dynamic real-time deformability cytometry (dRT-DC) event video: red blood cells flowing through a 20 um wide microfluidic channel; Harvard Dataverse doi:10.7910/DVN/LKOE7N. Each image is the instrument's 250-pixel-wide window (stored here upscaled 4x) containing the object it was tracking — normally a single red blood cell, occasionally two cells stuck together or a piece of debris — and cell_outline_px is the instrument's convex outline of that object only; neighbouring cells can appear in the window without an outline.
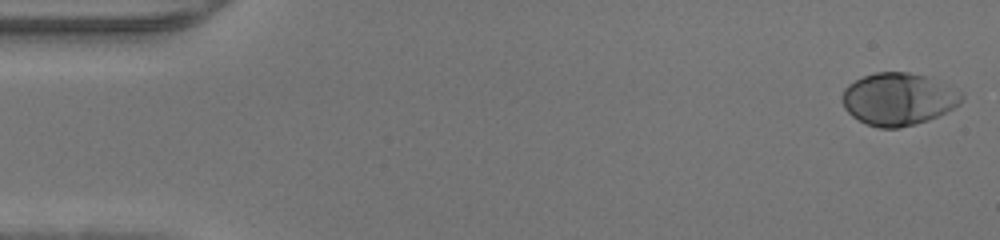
{"species": "human", "species_latin": "Homo sapiens", "temperature_condition": "warm", "stored_images_in_passage": 46, "camera_frame_rate_fps": 3000, "um_per_image_px": 0.085, "donor": {"sex": "male"}, "frame": {"image": 1, "passage_image": 1, "time_ms": 0.0, "image_size_px": [1000, 240], "cell_outline_px": [[964, 100], [960, 104], [928, 120], [900, 128], [880, 128], [868, 124], [852, 116], [844, 108], [840, 100], [844, 88], [848, 84], [864, 76], [876, 72], [908, 72], [924, 76], [964, 92]], "centroid_in_image_um": [76.34, 8.42], "position_along_channel_um": 8.7, "area_um2": 36.36}}
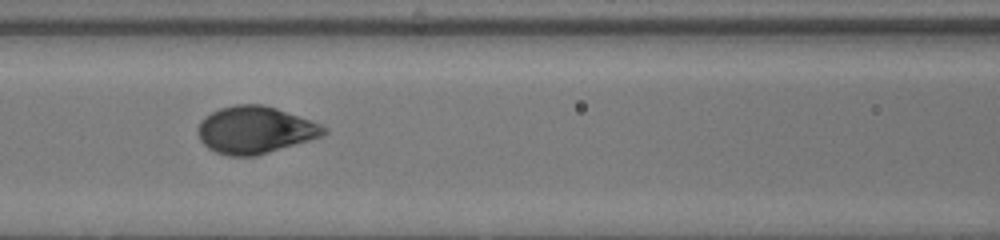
{"frame": {"image": 2, "passage_image": 20, "time_ms": 6.333, "image_size_px": [1000, 240], "cell_outline_px": [[328, 132], [324, 136], [256, 156], [228, 156], [216, 152], [208, 148], [200, 140], [196, 132], [196, 128], [200, 120], [204, 116], [220, 108], [236, 104], [264, 104], [312, 120], [328, 128]], "centroid_in_image_um": [21.68, 11.04], "position_along_channel_um": 144.9, "area_um2": 35.03}}
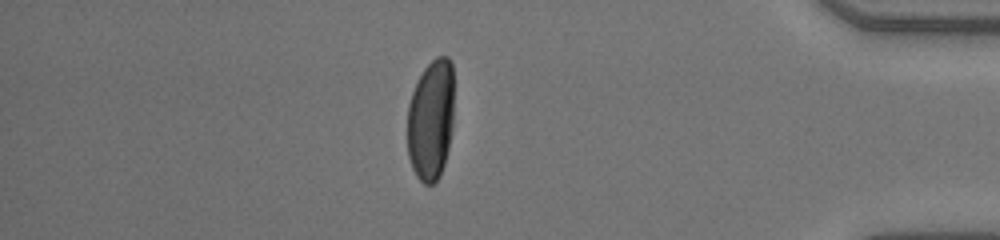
{"frame": {"image": 3, "passage_image": 40, "time_ms": 13.0, "image_size_px": [1000, 240], "cell_outline_px": [[452, 124], [448, 148], [444, 164], [440, 176], [432, 184], [424, 184], [416, 176], [412, 168], [408, 156], [408, 104], [412, 92], [424, 68], [436, 56], [448, 56], [452, 60]], "centroid_in_image_um": [36.61, 10.18], "position_along_channel_um": 398.6, "area_um2": 32.77}}